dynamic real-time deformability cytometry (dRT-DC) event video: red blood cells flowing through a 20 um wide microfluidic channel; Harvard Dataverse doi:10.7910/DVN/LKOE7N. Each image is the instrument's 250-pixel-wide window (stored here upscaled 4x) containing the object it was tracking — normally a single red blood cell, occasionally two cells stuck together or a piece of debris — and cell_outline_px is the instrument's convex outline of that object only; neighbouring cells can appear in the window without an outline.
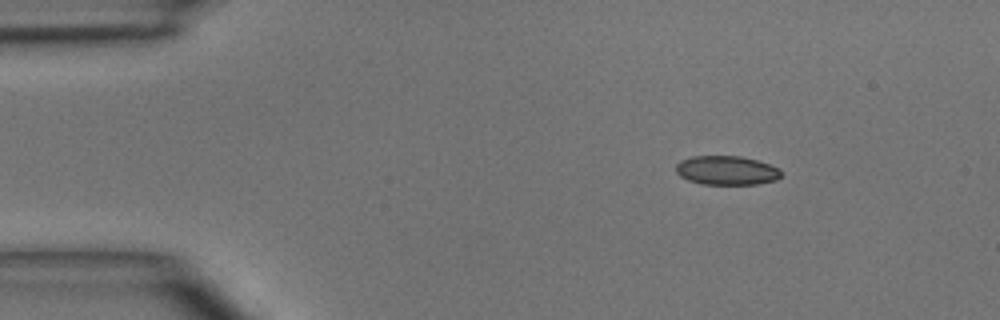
{"species": "common noctule bat (a hibernating species)", "species_latin": "Nyctalus noctula", "temperature_condition": "room temperature", "stored_images_in_passage": 3, "camera_frame_rate_fps": 3000, "um_per_image_px": 0.085, "animal": {"sex": "male", "body_mass_g": 15.6}, "frame": {"image": 1, "passage_image": 1, "time_ms": 0.0, "image_size_px": [1000, 320], "cell_outline_px": [[780, 176], [776, 180], [756, 184], [700, 184], [688, 180], [680, 176], [676, 172], [676, 164], [680, 160], [692, 156], [740, 156], [756, 160], [768, 164], [776, 168], [780, 172]], "centroid_in_image_um": [61.7, 14.48], "position_along_channel_um": 23.3, "area_um2": 17.69}}
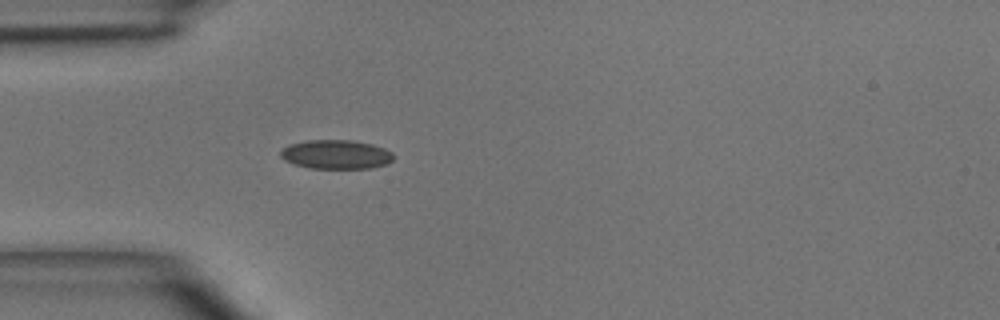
{"frame": {"image": 2, "passage_image": 3, "time_ms": 2.333, "image_size_px": [1000, 320], "cell_outline_px": [[392, 160], [388, 164], [372, 168], [308, 168], [284, 160], [280, 156], [280, 152], [284, 148], [292, 144], [308, 140], [352, 140], [372, 144], [384, 148], [392, 152]], "centroid_in_image_um": [28.59, 13.13], "position_along_channel_um": 56.4, "area_um2": 19.02}}